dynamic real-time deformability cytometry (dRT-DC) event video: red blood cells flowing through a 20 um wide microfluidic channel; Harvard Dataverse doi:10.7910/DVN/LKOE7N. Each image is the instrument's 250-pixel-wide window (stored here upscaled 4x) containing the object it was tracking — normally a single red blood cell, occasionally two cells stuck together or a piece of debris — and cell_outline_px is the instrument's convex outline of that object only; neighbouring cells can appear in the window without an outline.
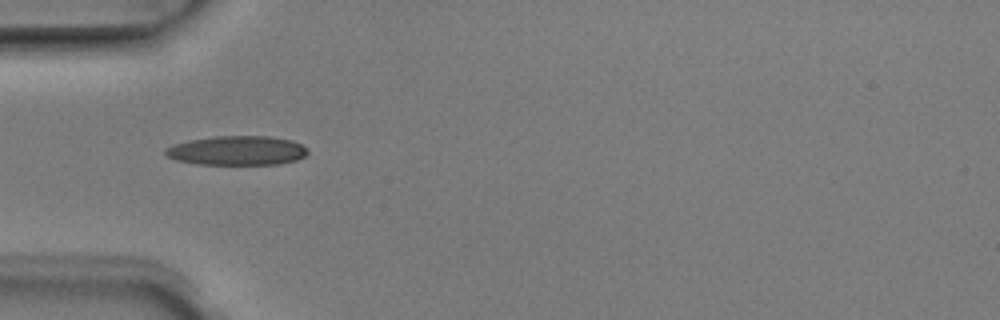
{"species": "Egyptian fruit bat (a non-hibernating species)", "species_latin": "Rousettus aegyptiacus", "temperature_condition": "room temperature", "stored_images_in_passage": 6, "camera_frame_rate_fps": 3000, "um_per_image_px": 0.085, "animal": {"sex": "male"}, "frame": {"image": 1, "passage_image": 4, "time_ms": 1.0, "image_size_px": [1000, 320], "cell_outline_px": [[308, 152], [304, 156], [296, 160], [280, 164], [196, 164], [176, 160], [164, 156], [164, 148], [172, 144], [188, 140], [212, 136], [268, 136], [292, 140], [308, 148]], "centroid_in_image_um": [20.1, 12.79], "position_along_channel_um": 64.9, "area_um2": 24.57}}
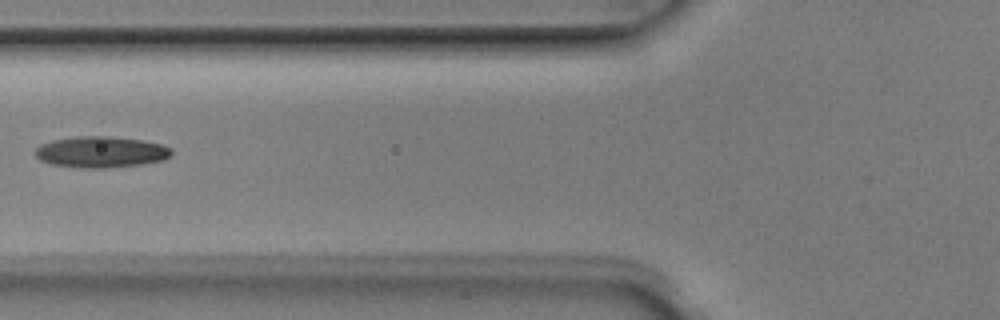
{"frame": {"image": 2, "passage_image": 5, "time_ms": 1.333, "image_size_px": [1000, 320], "cell_outline_px": [[172, 156], [164, 160], [140, 164], [104, 168], [80, 168], [52, 164], [40, 160], [36, 156], [36, 148], [40, 144], [52, 140], [76, 136], [108, 136], [140, 140], [160, 144], [172, 148]], "centroid_in_image_um": [8.58, 12.92], "position_along_channel_um": 117.2, "area_um2": 24.74}}
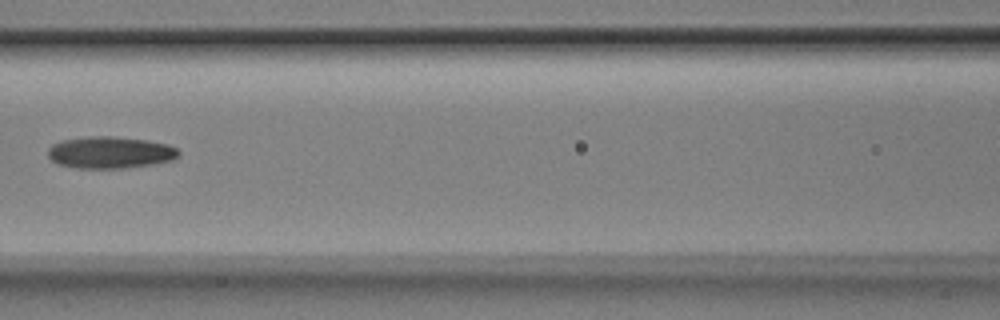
{"frame": {"image": 3, "passage_image": 6, "time_ms": 1.667, "image_size_px": [1000, 320], "cell_outline_px": [[180, 156], [172, 160], [152, 164], [124, 168], [76, 168], [56, 164], [48, 156], [48, 148], [52, 144], [60, 140], [88, 136], [112, 136], [148, 140], [168, 144], [176, 148], [180, 152]], "centroid_in_image_um": [9.34, 12.95], "position_along_channel_um": 157.3, "area_um2": 24.51}}